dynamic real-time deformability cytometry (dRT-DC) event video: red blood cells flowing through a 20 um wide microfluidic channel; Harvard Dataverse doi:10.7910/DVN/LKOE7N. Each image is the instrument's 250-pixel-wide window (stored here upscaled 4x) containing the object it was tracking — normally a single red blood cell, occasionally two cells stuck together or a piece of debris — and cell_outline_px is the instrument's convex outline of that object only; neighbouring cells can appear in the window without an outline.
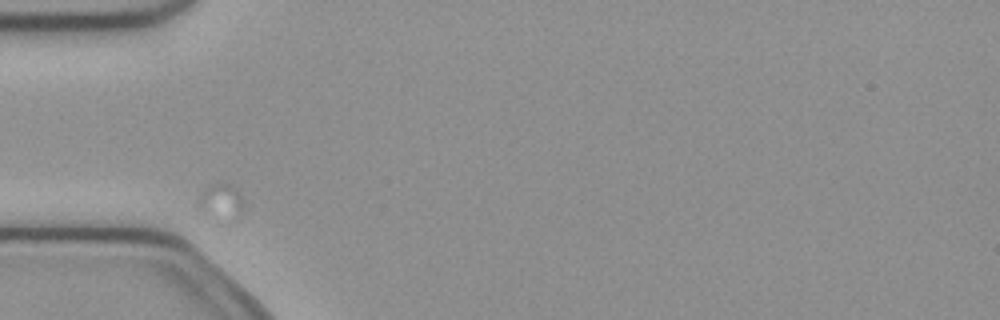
{"species": "common noctule bat (a hibernating species)", "species_latin": "Nyctalus noctula", "temperature_condition": "cold", "stored_images_in_passage": 13, "camera_frame_rate_fps": 3000, "um_per_image_px": 0.085, "animal": {"sex": "female", "body_mass_g": 21.9}, "frame": {"image": 1, "passage_image": 1, "time_ms": 0.0, "image_size_px": [1000, 320], "cell_outline_px": [[244, 208], [240, 220], [228, 224], [216, 224], [200, 212], [196, 200], [204, 188], [208, 184], [220, 180], [228, 184], [244, 200]], "centroid_in_image_um": [18.76, 17.28], "position_along_channel_um": 66.2, "area_um2": 10.92}}